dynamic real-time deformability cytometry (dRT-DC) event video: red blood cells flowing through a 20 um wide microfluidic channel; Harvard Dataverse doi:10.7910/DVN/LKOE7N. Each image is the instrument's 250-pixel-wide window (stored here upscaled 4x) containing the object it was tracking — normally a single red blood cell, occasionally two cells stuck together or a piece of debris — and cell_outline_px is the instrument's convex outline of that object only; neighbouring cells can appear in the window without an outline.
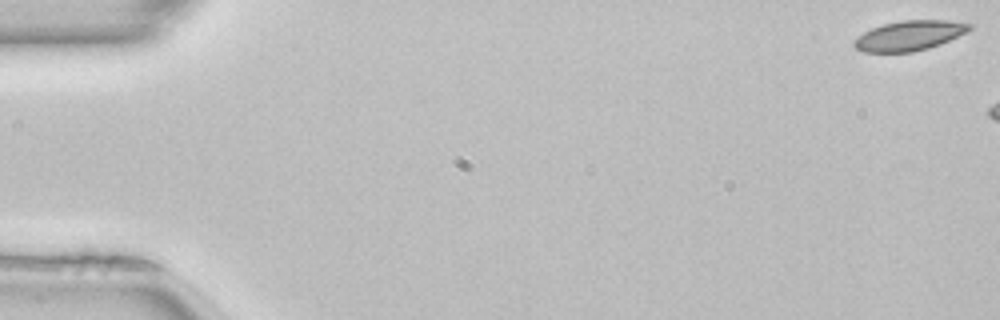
{"species": "common noctule bat (a hibernating species)", "species_latin": "Nyctalus noctula", "temperature_condition": "room temperature", "stored_images_in_passage": 7, "camera_frame_rate_fps": 3000, "um_per_image_px": 0.085, "animal": {"sex": "female", "body_mass_g": 22.7, "forearm_length_mm": 54.2}, "frame": {"image": 1, "passage_image": 1, "time_ms": 0.0, "image_size_px": [1000, 320], "cell_outline_px": [[972, 28], [968, 32], [940, 44], [928, 48], [912, 52], [864, 52], [856, 48], [852, 44], [864, 32], [872, 28], [884, 24], [900, 20], [944, 20], [972, 24]], "centroid_in_image_um": [77.32, 3.02], "position_along_channel_um": 7.7, "area_um2": 19.94}}